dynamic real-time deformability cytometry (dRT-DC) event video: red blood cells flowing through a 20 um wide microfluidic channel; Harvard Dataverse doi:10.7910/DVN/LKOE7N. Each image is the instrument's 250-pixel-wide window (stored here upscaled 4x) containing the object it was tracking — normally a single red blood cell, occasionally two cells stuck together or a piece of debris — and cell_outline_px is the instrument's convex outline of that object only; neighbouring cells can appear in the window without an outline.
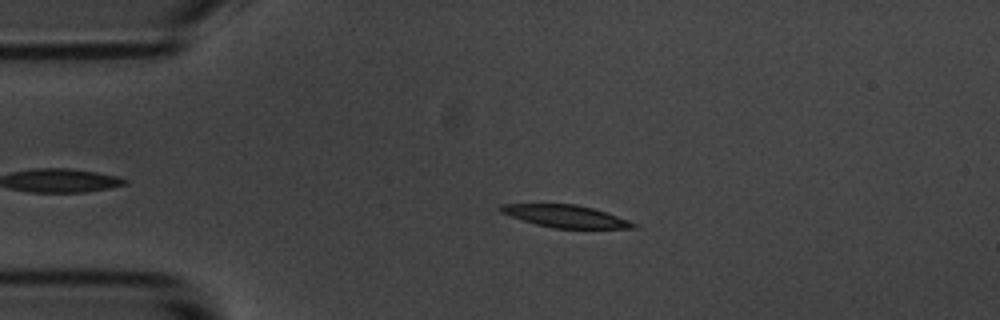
{"species": "common noctule bat (a hibernating species)", "species_latin": "Nyctalus noctula", "temperature_condition": "room temperature", "stored_images_in_passage": 5, "camera_frame_rate_fps": 3000, "um_per_image_px": 0.085, "animal": {"sex": "male", "body_mass_g": 20.1, "forearm_length_mm": 53.5}, "frame": {"image": 1, "passage_image": 4, "time_ms": 3.333, "image_size_px": [1000, 320], "cell_outline_px": [[640, 224], [636, 228], [552, 228], [536, 224], [500, 212], [496, 208], [500, 204], [576, 204], [592, 208]], "centroid_in_image_um": [48.06, 18.38], "position_along_channel_um": 36.9, "area_um2": 17.11}}